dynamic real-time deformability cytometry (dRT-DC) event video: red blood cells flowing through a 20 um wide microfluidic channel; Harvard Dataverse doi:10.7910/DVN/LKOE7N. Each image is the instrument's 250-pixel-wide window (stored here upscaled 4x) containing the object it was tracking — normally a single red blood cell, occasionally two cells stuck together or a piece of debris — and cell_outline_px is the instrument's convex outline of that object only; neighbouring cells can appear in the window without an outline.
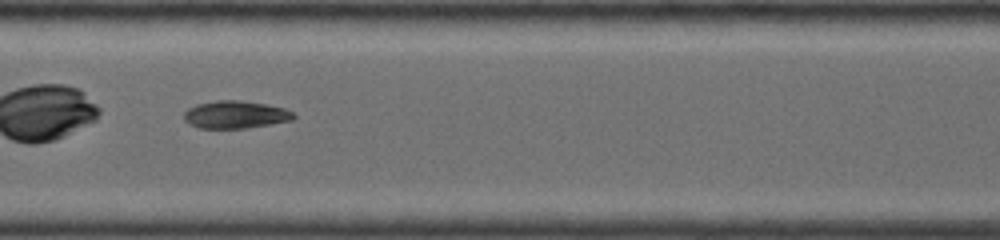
{"species": "common noctule bat (a hibernating species)", "species_latin": "Nyctalus noctula", "temperature_condition": "warm", "stored_images_in_passage": 26, "camera_frame_rate_fps": 4500, "um_per_image_px": 0.085, "animal": {"sex": "female", "body_mass_g": 19.0, "forearm_length_mm": 53.3}, "frame": {"image": 1, "passage_image": 12, "time_ms": 3.778, "image_size_px": [1000, 240], "cell_outline_px": [[296, 116], [292, 120], [248, 128], [196, 128], [188, 124], [184, 120], [184, 112], [188, 108], [196, 104], [216, 100], [240, 100], [264, 104], [284, 108], [292, 112]], "centroid_in_image_um": [19.96, 9.75], "position_along_channel_um": 187.4, "area_um2": 17.69}}
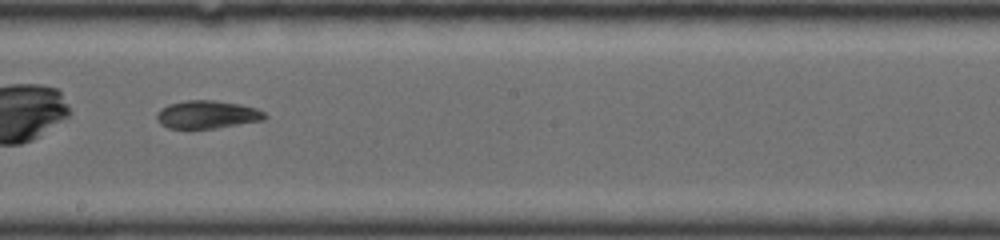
{"frame": {"image": 2, "passage_image": 15, "time_ms": 4.889, "image_size_px": [1000, 240], "cell_outline_px": [[268, 116], [264, 120], [216, 128], [168, 128], [160, 124], [156, 116], [156, 112], [160, 108], [168, 104], [188, 100], [216, 100], [240, 104], [256, 108], [264, 112]], "centroid_in_image_um": [17.6, 9.73], "position_along_channel_um": 230.6, "area_um2": 17.69}, "authors_computed_cell_mechanics": {"area_um2": 17.7735, "velocity_mm_per_s": 3.9134, "shape_relaxation_time_tau1_ms": null, "shape_relaxation_time_tau2_ms": 7.064, "deformation_change_tau1": null, "deformation_change_tau2": 0.1089}}